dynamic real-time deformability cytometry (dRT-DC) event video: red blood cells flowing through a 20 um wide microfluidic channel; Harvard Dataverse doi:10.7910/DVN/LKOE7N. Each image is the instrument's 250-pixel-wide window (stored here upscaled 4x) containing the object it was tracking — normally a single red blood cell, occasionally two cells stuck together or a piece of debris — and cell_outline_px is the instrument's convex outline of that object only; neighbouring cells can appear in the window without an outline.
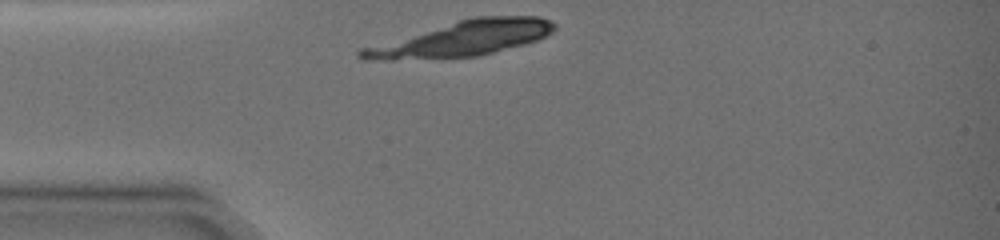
{"species": "common noctule bat (a hibernating species)", "species_latin": "Nyctalus noctula", "temperature_condition": "warm", "stored_images_in_passage": 18, "camera_frame_rate_fps": 3000, "um_per_image_px": 0.085, "animal": {"sex": "female", "body_mass_g": 19.0, "forearm_length_mm": 51.5}, "frame": {"image": 1, "passage_image": 1, "time_ms": 0.0, "image_size_px": [1000, 240], "cell_outline_px": [[556, 28], [552, 32], [536, 40], [524, 44], [476, 56], [392, 60], [360, 60], [356, 56], [356, 52], [360, 48], [460, 20], [476, 16], [540, 16], [552, 20], [556, 24]], "centroid_in_image_um": [39.26, 3.28], "position_along_channel_um": 45.7, "area_um2": 39.07}}